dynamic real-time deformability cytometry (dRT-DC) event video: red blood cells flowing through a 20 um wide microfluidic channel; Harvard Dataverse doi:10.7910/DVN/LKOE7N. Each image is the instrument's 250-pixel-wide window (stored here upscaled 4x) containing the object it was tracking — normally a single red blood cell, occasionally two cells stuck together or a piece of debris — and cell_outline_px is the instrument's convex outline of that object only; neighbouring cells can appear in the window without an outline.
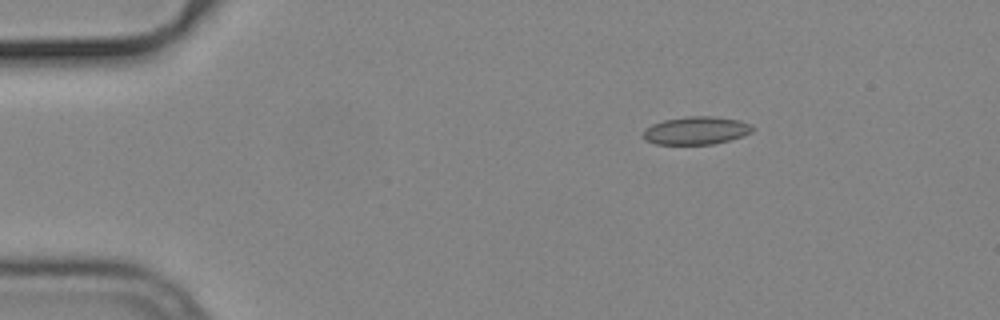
{"species": "common noctule bat (a hibernating species)", "species_latin": "Nyctalus noctula", "temperature_condition": "cold", "stored_images_in_passage": 46, "camera_frame_rate_fps": 3000, "um_per_image_px": 0.085, "animal": {"sex": "male", "body_mass_g": 19.2, "forearm_length_mm": 51.8}, "frame": {"image": 1, "passage_image": 1, "time_ms": 0.0, "image_size_px": [1000, 320], "cell_outline_px": [[756, 128], [752, 132], [728, 140], [712, 144], [656, 144], [644, 140], [644, 128], [652, 124], [664, 120], [688, 116], [712, 116], [740, 120], [752, 124]], "centroid_in_image_um": [59.18, 11.08], "position_along_channel_um": 25.8, "area_um2": 17.8}}
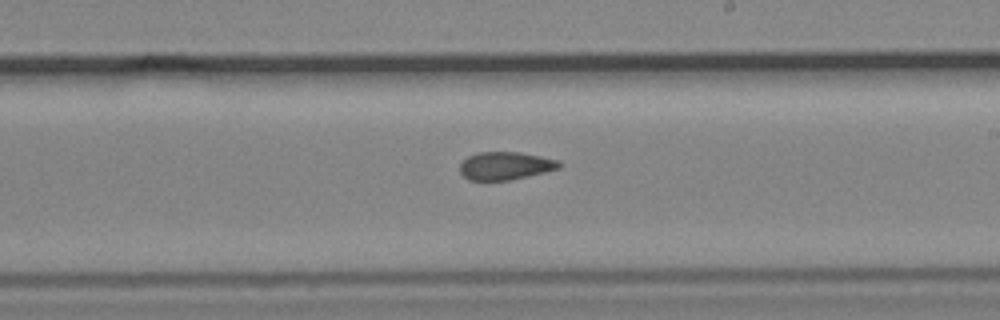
{"frame": {"image": 2, "passage_image": 24, "time_ms": 7.667, "image_size_px": [1000, 320], "cell_outline_px": [[560, 168], [512, 180], [468, 180], [460, 172], [460, 164], [468, 156], [480, 152], [520, 152], [560, 160]], "centroid_in_image_um": [42.96, 14.09], "position_along_channel_um": 246.0, "area_um2": 16.13}}
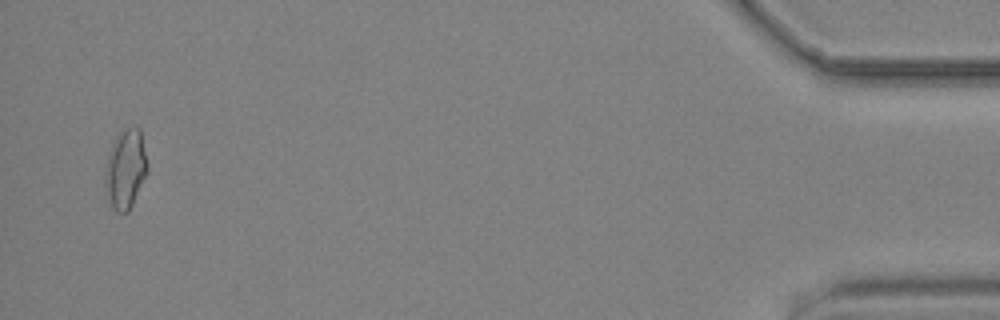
{"frame": {"image": 3, "passage_image": 45, "time_ms": 14.667, "image_size_px": [1000, 320], "cell_outline_px": [[148, 172], [128, 212], [116, 212], [112, 208], [104, 192], [104, 176], [108, 156], [112, 144], [116, 136], [124, 128], [140, 128], [148, 164]], "centroid_in_image_um": [10.66, 14.4], "position_along_channel_um": 424.5, "area_um2": 19.71}, "authors_computed_cell_mechanics": {"area_um2": 17.1088, "velocity_mm_per_s": 3.7781, "shape_relaxation_time_tau1_ms": null, "shape_relaxation_time_tau2_ms": 3.7552, "deformation_change_tau1": null, "deformation_change_tau2": 0.0842}}